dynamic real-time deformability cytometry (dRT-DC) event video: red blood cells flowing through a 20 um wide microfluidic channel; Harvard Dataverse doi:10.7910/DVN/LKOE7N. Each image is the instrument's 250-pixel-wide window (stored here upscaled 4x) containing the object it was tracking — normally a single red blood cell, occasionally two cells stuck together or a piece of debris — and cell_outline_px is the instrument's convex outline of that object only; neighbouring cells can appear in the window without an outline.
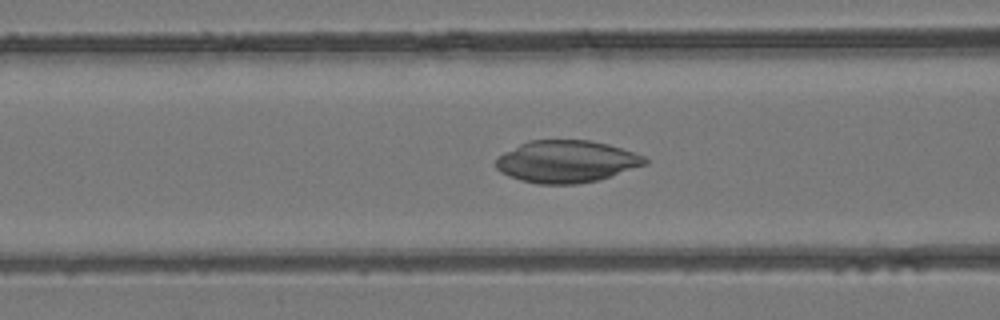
{"species": "common noctule bat (a hibernating species)", "species_latin": "Nyctalus noctula", "temperature_condition": "room temperature", "stored_images_in_passage": 50, "camera_frame_rate_fps": 3000, "um_per_image_px": 0.085, "animal": {"sex": "female", "body_mass_g": 24.6, "forearm_length_mm": 56.2}, "frame": {"image": 1, "passage_image": 20, "time_ms": 6.333, "image_size_px": [1000, 320], "cell_outline_px": [[648, 164], [596, 180], [576, 184], [536, 184], [520, 180], [508, 176], [500, 172], [496, 168], [496, 160], [504, 152], [528, 140], [588, 140], [608, 144], [644, 156], [648, 160]], "centroid_in_image_um": [48.12, 13.73], "position_along_channel_um": 118.5, "area_um2": 36.41}}
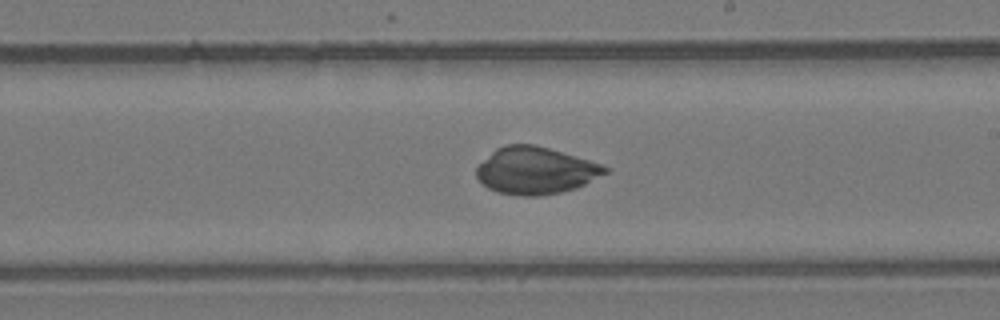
{"frame": {"image": 2, "passage_image": 29, "time_ms": 9.333, "image_size_px": [1000, 320], "cell_outline_px": [[608, 172], [576, 188], [560, 192], [540, 196], [520, 196], [496, 192], [488, 188], [476, 176], [476, 164], [496, 148], [508, 144], [532, 144], [548, 148], [604, 164], [608, 168]], "centroid_in_image_um": [45.49, 14.5], "position_along_channel_um": 243.5, "area_um2": 35.37}}
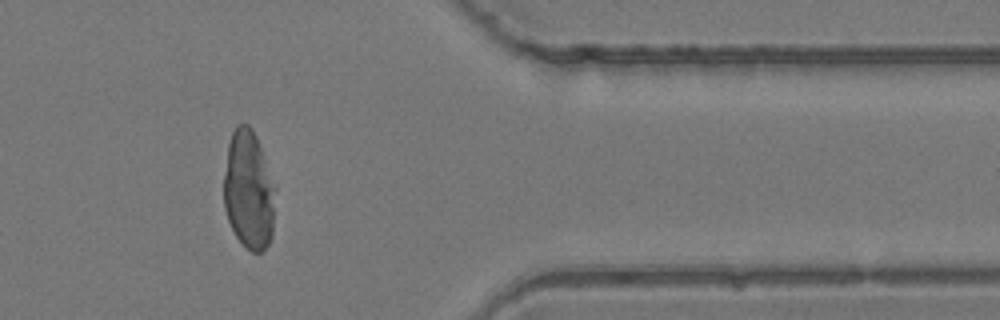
{"frame": {"image": 3, "passage_image": 41, "time_ms": 13.333, "image_size_px": [1000, 320], "cell_outline_px": [[276, 188], [272, 236], [268, 244], [260, 252], [252, 252], [236, 236], [228, 220], [224, 208], [224, 172], [228, 144], [232, 132], [236, 124], [248, 124], [252, 128], [256, 136], [276, 184]], "centroid_in_image_um": [21.15, 16.12], "position_along_channel_um": 390.2, "area_um2": 35.95}}